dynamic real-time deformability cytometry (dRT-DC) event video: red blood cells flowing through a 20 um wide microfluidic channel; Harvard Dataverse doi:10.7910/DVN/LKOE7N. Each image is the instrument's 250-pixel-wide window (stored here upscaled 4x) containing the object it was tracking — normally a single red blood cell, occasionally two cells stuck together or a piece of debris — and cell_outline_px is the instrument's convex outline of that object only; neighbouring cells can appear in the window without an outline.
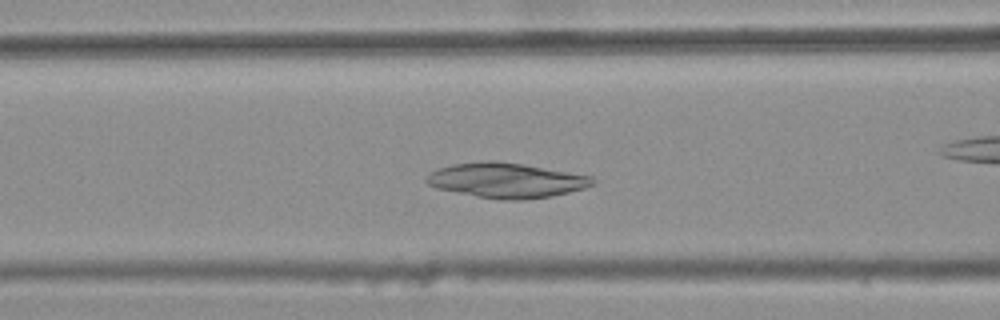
{"species": "common noctule bat (a hibernating species)", "species_latin": "Nyctalus noctula", "temperature_condition": "warm", "stored_images_in_passage": 38, "camera_frame_rate_fps": 3000, "um_per_image_px": 0.085, "animal": {"sex": "female", "body_mass_g": 25.1}, "frame": {"image": 1, "passage_image": 17, "time_ms": 5.333, "image_size_px": [1000, 320], "cell_outline_px": [[596, 184], [584, 188], [552, 196], [524, 200], [496, 200], [436, 188], [428, 184], [424, 180], [428, 172], [436, 168], [452, 164], [484, 160], [492, 160], [524, 164], [592, 176], [596, 180]], "centroid_in_image_um": [43.01, 15.32], "position_along_channel_um": 123.6, "area_um2": 34.22}}
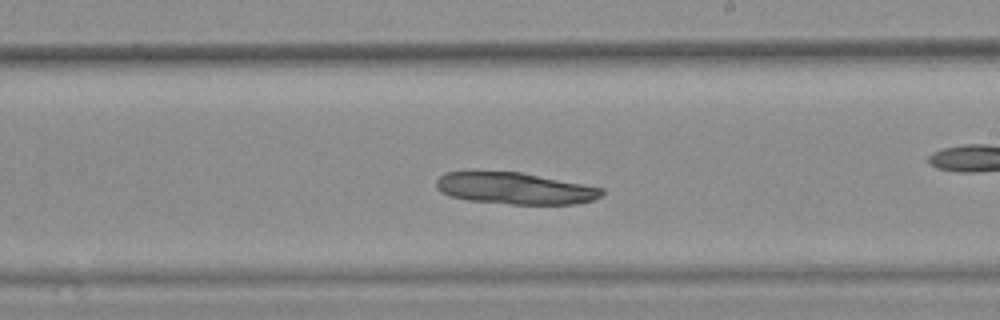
{"frame": {"image": 2, "passage_image": 27, "time_ms": 8.667, "image_size_px": [1000, 320], "cell_outline_px": [[604, 192], [600, 196], [592, 200], [576, 204], [512, 204], [468, 200], [448, 196], [440, 192], [436, 188], [436, 180], [444, 172], [520, 172], [584, 184], [604, 188]], "centroid_in_image_um": [43.75, 16.02], "position_along_channel_um": 245.2, "area_um2": 30.46}}
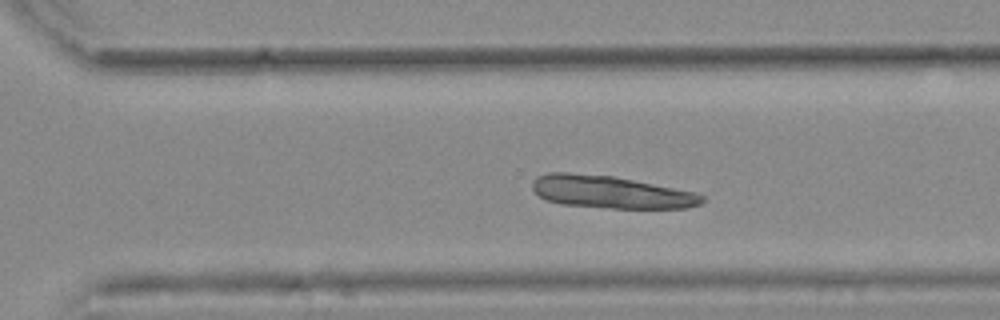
{"frame": {"image": 3, "passage_image": 33, "time_ms": 10.667, "image_size_px": [1000, 320], "cell_outline_px": [[704, 200], [700, 204], [688, 208], [612, 208], [560, 204], [544, 200], [532, 188], [532, 180], [536, 176], [548, 172], [568, 172], [612, 176], [696, 192], [704, 196]], "centroid_in_image_um": [51.88, 16.32], "position_along_channel_um": 318.7, "area_um2": 32.19}}